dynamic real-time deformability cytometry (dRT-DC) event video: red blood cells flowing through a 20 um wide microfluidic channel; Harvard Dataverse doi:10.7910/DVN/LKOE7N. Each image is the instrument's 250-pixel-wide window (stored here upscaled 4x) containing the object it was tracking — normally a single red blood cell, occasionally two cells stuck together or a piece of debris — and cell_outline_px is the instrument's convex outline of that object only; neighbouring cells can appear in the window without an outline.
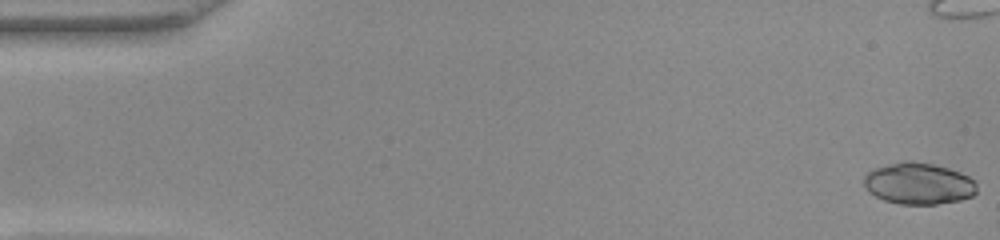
{"species": "common noctule bat (a hibernating species)", "species_latin": "Nyctalus noctula", "temperature_condition": "warm", "stored_images_in_passage": 7, "camera_frame_rate_fps": 3000, "um_per_image_px": 0.085, "animal": {"sex": "female", "body_mass_g": 22.0, "forearm_length_mm": 56.7}, "frame": {"image": 1, "passage_image": 1, "time_ms": 0.0, "image_size_px": [1000, 240], "cell_outline_px": [[976, 192], [972, 196], [960, 200], [936, 204], [900, 204], [884, 200], [868, 192], [864, 184], [864, 176], [868, 172], [876, 168], [900, 160], [912, 160], [932, 164], [948, 168], [960, 172], [968, 176], [976, 184]], "centroid_in_image_um": [78.06, 15.59], "position_along_channel_um": 6.9, "area_um2": 27.34}}